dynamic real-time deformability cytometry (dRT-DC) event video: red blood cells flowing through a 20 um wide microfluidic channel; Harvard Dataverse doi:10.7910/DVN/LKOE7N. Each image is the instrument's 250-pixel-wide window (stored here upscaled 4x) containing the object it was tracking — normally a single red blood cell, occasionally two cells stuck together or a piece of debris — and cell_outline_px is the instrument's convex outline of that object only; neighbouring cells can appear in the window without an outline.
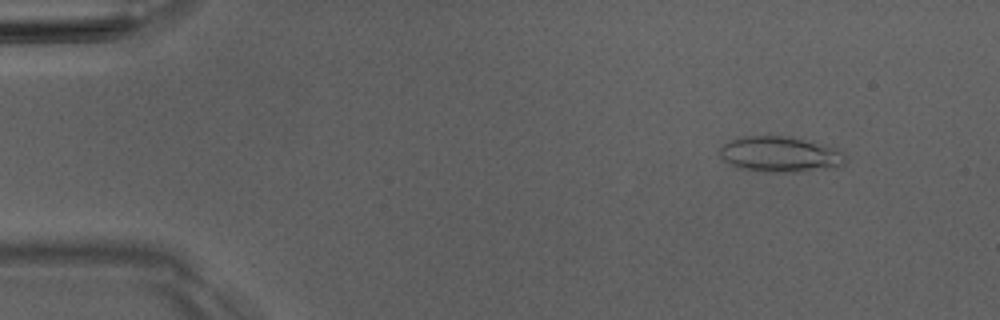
{"species": "Egyptian fruit bat (a non-hibernating species)", "species_latin": "Rousettus aegyptiacus", "temperature_condition": "room temperature", "stored_images_in_passage": 4, "camera_frame_rate_fps": 3000, "um_per_image_px": 0.085, "animal": {"sex": "male"}, "frame": {"image": 1, "passage_image": 2, "time_ms": 1.0, "image_size_px": [1000, 320], "cell_outline_px": [[848, 160], [840, 168], [804, 172], [776, 172], [740, 168], [724, 160], [720, 156], [720, 148], [724, 144], [732, 140], [748, 136], [780, 136], [820, 144], [836, 148], [844, 152], [848, 156]], "centroid_in_image_um": [66.42, 13.15], "position_along_channel_um": 18.6, "area_um2": 25.95}}